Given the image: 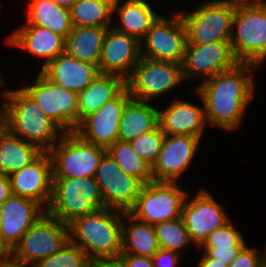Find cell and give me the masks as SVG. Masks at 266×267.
<instances>
[{
	"instance_id": "277c9868",
	"label": "cell",
	"mask_w": 266,
	"mask_h": 267,
	"mask_svg": "<svg viewBox=\"0 0 266 267\" xmlns=\"http://www.w3.org/2000/svg\"><path fill=\"white\" fill-rule=\"evenodd\" d=\"M105 208L94 177L53 178L48 214L69 225L76 218Z\"/></svg>"
},
{
	"instance_id": "e575fe53",
	"label": "cell",
	"mask_w": 266,
	"mask_h": 267,
	"mask_svg": "<svg viewBox=\"0 0 266 267\" xmlns=\"http://www.w3.org/2000/svg\"><path fill=\"white\" fill-rule=\"evenodd\" d=\"M165 133L157 126L130 141L133 150L147 163L154 165L158 159Z\"/></svg>"
},
{
	"instance_id": "ee69618b",
	"label": "cell",
	"mask_w": 266,
	"mask_h": 267,
	"mask_svg": "<svg viewBox=\"0 0 266 267\" xmlns=\"http://www.w3.org/2000/svg\"><path fill=\"white\" fill-rule=\"evenodd\" d=\"M13 258V249L5 241L0 230V262Z\"/></svg>"
},
{
	"instance_id": "6da1fadb",
	"label": "cell",
	"mask_w": 266,
	"mask_h": 267,
	"mask_svg": "<svg viewBox=\"0 0 266 267\" xmlns=\"http://www.w3.org/2000/svg\"><path fill=\"white\" fill-rule=\"evenodd\" d=\"M261 70L252 63H238L191 88L201 96L206 121L211 128L230 133L242 129L249 106L255 100L256 73Z\"/></svg>"
},
{
	"instance_id": "7c38bea8",
	"label": "cell",
	"mask_w": 266,
	"mask_h": 267,
	"mask_svg": "<svg viewBox=\"0 0 266 267\" xmlns=\"http://www.w3.org/2000/svg\"><path fill=\"white\" fill-rule=\"evenodd\" d=\"M198 188L192 195L188 192L181 214L190 239L197 248L203 244L208 235L232 218L225 210L226 205L216 200L209 189H204V186Z\"/></svg>"
},
{
	"instance_id": "30bf717a",
	"label": "cell",
	"mask_w": 266,
	"mask_h": 267,
	"mask_svg": "<svg viewBox=\"0 0 266 267\" xmlns=\"http://www.w3.org/2000/svg\"><path fill=\"white\" fill-rule=\"evenodd\" d=\"M230 45L239 63H252L261 69L264 68L266 61V7L236 9Z\"/></svg>"
},
{
	"instance_id": "60d3db41",
	"label": "cell",
	"mask_w": 266,
	"mask_h": 267,
	"mask_svg": "<svg viewBox=\"0 0 266 267\" xmlns=\"http://www.w3.org/2000/svg\"><path fill=\"white\" fill-rule=\"evenodd\" d=\"M222 1L230 4L235 9L266 7V0H222Z\"/></svg>"
},
{
	"instance_id": "83f0119b",
	"label": "cell",
	"mask_w": 266,
	"mask_h": 267,
	"mask_svg": "<svg viewBox=\"0 0 266 267\" xmlns=\"http://www.w3.org/2000/svg\"><path fill=\"white\" fill-rule=\"evenodd\" d=\"M159 248L154 225L139 221L128 212H124L121 254L152 258Z\"/></svg>"
},
{
	"instance_id": "9c48e42d",
	"label": "cell",
	"mask_w": 266,
	"mask_h": 267,
	"mask_svg": "<svg viewBox=\"0 0 266 267\" xmlns=\"http://www.w3.org/2000/svg\"><path fill=\"white\" fill-rule=\"evenodd\" d=\"M106 149L83 140L75 132H65L48 152L53 178L94 177Z\"/></svg>"
},
{
	"instance_id": "f1b7e54d",
	"label": "cell",
	"mask_w": 266,
	"mask_h": 267,
	"mask_svg": "<svg viewBox=\"0 0 266 267\" xmlns=\"http://www.w3.org/2000/svg\"><path fill=\"white\" fill-rule=\"evenodd\" d=\"M43 151L13 135L6 128L0 133V173L10 175L35 161Z\"/></svg>"
},
{
	"instance_id": "d590c367",
	"label": "cell",
	"mask_w": 266,
	"mask_h": 267,
	"mask_svg": "<svg viewBox=\"0 0 266 267\" xmlns=\"http://www.w3.org/2000/svg\"><path fill=\"white\" fill-rule=\"evenodd\" d=\"M231 219L224 226L214 230L199 248H230L233 245H247L245 234Z\"/></svg>"
},
{
	"instance_id": "7dc6e473",
	"label": "cell",
	"mask_w": 266,
	"mask_h": 267,
	"mask_svg": "<svg viewBox=\"0 0 266 267\" xmlns=\"http://www.w3.org/2000/svg\"><path fill=\"white\" fill-rule=\"evenodd\" d=\"M0 267H33V265L20 262V261L15 260L14 258H11V259L0 262Z\"/></svg>"
},
{
	"instance_id": "7402d4cb",
	"label": "cell",
	"mask_w": 266,
	"mask_h": 267,
	"mask_svg": "<svg viewBox=\"0 0 266 267\" xmlns=\"http://www.w3.org/2000/svg\"><path fill=\"white\" fill-rule=\"evenodd\" d=\"M45 213L46 210L35 201L11 195L0 206V230L8 245L14 249Z\"/></svg>"
},
{
	"instance_id": "ffe728a7",
	"label": "cell",
	"mask_w": 266,
	"mask_h": 267,
	"mask_svg": "<svg viewBox=\"0 0 266 267\" xmlns=\"http://www.w3.org/2000/svg\"><path fill=\"white\" fill-rule=\"evenodd\" d=\"M12 195L35 201L47 210L53 187L52 161L43 152L35 161L9 175Z\"/></svg>"
},
{
	"instance_id": "ab89813d",
	"label": "cell",
	"mask_w": 266,
	"mask_h": 267,
	"mask_svg": "<svg viewBox=\"0 0 266 267\" xmlns=\"http://www.w3.org/2000/svg\"><path fill=\"white\" fill-rule=\"evenodd\" d=\"M119 259L125 267H154L151 257L121 254Z\"/></svg>"
},
{
	"instance_id": "c3c4849f",
	"label": "cell",
	"mask_w": 266,
	"mask_h": 267,
	"mask_svg": "<svg viewBox=\"0 0 266 267\" xmlns=\"http://www.w3.org/2000/svg\"><path fill=\"white\" fill-rule=\"evenodd\" d=\"M54 1L57 5H60L61 7L70 9V7L78 0H52Z\"/></svg>"
},
{
	"instance_id": "2e32d148",
	"label": "cell",
	"mask_w": 266,
	"mask_h": 267,
	"mask_svg": "<svg viewBox=\"0 0 266 267\" xmlns=\"http://www.w3.org/2000/svg\"><path fill=\"white\" fill-rule=\"evenodd\" d=\"M203 138L165 135L158 159L152 166L154 180L181 183L180 179L191 171L190 167L197 161L195 159L205 143Z\"/></svg>"
},
{
	"instance_id": "4dcf8cb0",
	"label": "cell",
	"mask_w": 266,
	"mask_h": 267,
	"mask_svg": "<svg viewBox=\"0 0 266 267\" xmlns=\"http://www.w3.org/2000/svg\"><path fill=\"white\" fill-rule=\"evenodd\" d=\"M114 0H78L70 7L73 27H112Z\"/></svg>"
},
{
	"instance_id": "cb8c5ba5",
	"label": "cell",
	"mask_w": 266,
	"mask_h": 267,
	"mask_svg": "<svg viewBox=\"0 0 266 267\" xmlns=\"http://www.w3.org/2000/svg\"><path fill=\"white\" fill-rule=\"evenodd\" d=\"M40 72L54 84L77 94L100 74L96 64L79 61L66 52L59 54Z\"/></svg>"
},
{
	"instance_id": "f546056e",
	"label": "cell",
	"mask_w": 266,
	"mask_h": 267,
	"mask_svg": "<svg viewBox=\"0 0 266 267\" xmlns=\"http://www.w3.org/2000/svg\"><path fill=\"white\" fill-rule=\"evenodd\" d=\"M108 28L73 27L65 39V52L73 58L98 66L103 38Z\"/></svg>"
},
{
	"instance_id": "681fc988",
	"label": "cell",
	"mask_w": 266,
	"mask_h": 267,
	"mask_svg": "<svg viewBox=\"0 0 266 267\" xmlns=\"http://www.w3.org/2000/svg\"><path fill=\"white\" fill-rule=\"evenodd\" d=\"M5 129V115L0 113V133Z\"/></svg>"
},
{
	"instance_id": "1f68e13d",
	"label": "cell",
	"mask_w": 266,
	"mask_h": 267,
	"mask_svg": "<svg viewBox=\"0 0 266 267\" xmlns=\"http://www.w3.org/2000/svg\"><path fill=\"white\" fill-rule=\"evenodd\" d=\"M106 152L127 175L137 178L144 184L154 180L151 165L133 150L130 142L117 140Z\"/></svg>"
},
{
	"instance_id": "7bdbcfd3",
	"label": "cell",
	"mask_w": 266,
	"mask_h": 267,
	"mask_svg": "<svg viewBox=\"0 0 266 267\" xmlns=\"http://www.w3.org/2000/svg\"><path fill=\"white\" fill-rule=\"evenodd\" d=\"M198 253H200L198 256V261L196 262V267H228V265H224L217 260L208 258L203 252H200V250L197 248Z\"/></svg>"
},
{
	"instance_id": "3957f363",
	"label": "cell",
	"mask_w": 266,
	"mask_h": 267,
	"mask_svg": "<svg viewBox=\"0 0 266 267\" xmlns=\"http://www.w3.org/2000/svg\"><path fill=\"white\" fill-rule=\"evenodd\" d=\"M123 211L102 208L69 224L70 240L93 262L119 259L122 253Z\"/></svg>"
},
{
	"instance_id": "7a4b0ae2",
	"label": "cell",
	"mask_w": 266,
	"mask_h": 267,
	"mask_svg": "<svg viewBox=\"0 0 266 267\" xmlns=\"http://www.w3.org/2000/svg\"><path fill=\"white\" fill-rule=\"evenodd\" d=\"M7 84L4 95L5 128L25 141L49 152L65 133L45 115L36 102L18 85Z\"/></svg>"
},
{
	"instance_id": "4fadbf2b",
	"label": "cell",
	"mask_w": 266,
	"mask_h": 267,
	"mask_svg": "<svg viewBox=\"0 0 266 267\" xmlns=\"http://www.w3.org/2000/svg\"><path fill=\"white\" fill-rule=\"evenodd\" d=\"M69 240V225L46 212L22 236L19 244L13 249V258L34 265L59 252Z\"/></svg>"
},
{
	"instance_id": "f907efd6",
	"label": "cell",
	"mask_w": 266,
	"mask_h": 267,
	"mask_svg": "<svg viewBox=\"0 0 266 267\" xmlns=\"http://www.w3.org/2000/svg\"><path fill=\"white\" fill-rule=\"evenodd\" d=\"M2 3H4V2H2V0H0V15H1V12H2V8H3Z\"/></svg>"
},
{
	"instance_id": "9a60e30c",
	"label": "cell",
	"mask_w": 266,
	"mask_h": 267,
	"mask_svg": "<svg viewBox=\"0 0 266 267\" xmlns=\"http://www.w3.org/2000/svg\"><path fill=\"white\" fill-rule=\"evenodd\" d=\"M238 63L230 41H218L203 45L187 44L181 69L186 84L190 81L189 85H192L191 82L196 83L197 80H200L199 83H202L218 73L234 68Z\"/></svg>"
},
{
	"instance_id": "8d00e7d4",
	"label": "cell",
	"mask_w": 266,
	"mask_h": 267,
	"mask_svg": "<svg viewBox=\"0 0 266 267\" xmlns=\"http://www.w3.org/2000/svg\"><path fill=\"white\" fill-rule=\"evenodd\" d=\"M262 249L247 244L228 267H266V246Z\"/></svg>"
},
{
	"instance_id": "5bb4252c",
	"label": "cell",
	"mask_w": 266,
	"mask_h": 267,
	"mask_svg": "<svg viewBox=\"0 0 266 267\" xmlns=\"http://www.w3.org/2000/svg\"><path fill=\"white\" fill-rule=\"evenodd\" d=\"M190 91L186 92L189 100L185 96L177 97L176 94V98L168 100L169 102L163 103L162 101L161 104H157L158 126L165 135L205 137L208 134L206 130L209 126L206 121L203 100L194 89L191 90L190 88ZM194 96L198 97V100L193 102L192 98ZM162 104H165V106L163 107Z\"/></svg>"
},
{
	"instance_id": "d6986e66",
	"label": "cell",
	"mask_w": 266,
	"mask_h": 267,
	"mask_svg": "<svg viewBox=\"0 0 266 267\" xmlns=\"http://www.w3.org/2000/svg\"><path fill=\"white\" fill-rule=\"evenodd\" d=\"M130 99L129 90L125 87L98 111L86 116L74 132L83 140L107 150L118 140L119 123Z\"/></svg>"
},
{
	"instance_id": "bcb514c9",
	"label": "cell",
	"mask_w": 266,
	"mask_h": 267,
	"mask_svg": "<svg viewBox=\"0 0 266 267\" xmlns=\"http://www.w3.org/2000/svg\"><path fill=\"white\" fill-rule=\"evenodd\" d=\"M10 80H6L4 77L3 71L0 68V113H4V95H5V89L7 87V84Z\"/></svg>"
},
{
	"instance_id": "8fae6325",
	"label": "cell",
	"mask_w": 266,
	"mask_h": 267,
	"mask_svg": "<svg viewBox=\"0 0 266 267\" xmlns=\"http://www.w3.org/2000/svg\"><path fill=\"white\" fill-rule=\"evenodd\" d=\"M161 14L140 41L142 57L181 64L187 45V30L178 10Z\"/></svg>"
},
{
	"instance_id": "4316f807",
	"label": "cell",
	"mask_w": 266,
	"mask_h": 267,
	"mask_svg": "<svg viewBox=\"0 0 266 267\" xmlns=\"http://www.w3.org/2000/svg\"><path fill=\"white\" fill-rule=\"evenodd\" d=\"M126 87V80L115 74L100 73L78 94V115L81 121L98 111Z\"/></svg>"
},
{
	"instance_id": "f35d334b",
	"label": "cell",
	"mask_w": 266,
	"mask_h": 267,
	"mask_svg": "<svg viewBox=\"0 0 266 267\" xmlns=\"http://www.w3.org/2000/svg\"><path fill=\"white\" fill-rule=\"evenodd\" d=\"M182 254L176 251L159 248L152 257L154 267H178L182 261Z\"/></svg>"
},
{
	"instance_id": "5b68a950",
	"label": "cell",
	"mask_w": 266,
	"mask_h": 267,
	"mask_svg": "<svg viewBox=\"0 0 266 267\" xmlns=\"http://www.w3.org/2000/svg\"><path fill=\"white\" fill-rule=\"evenodd\" d=\"M185 84L181 64L152 60L142 56L132 74L126 79V87L131 98L157 104L166 97L175 98L168 96L170 93L171 96L174 95L172 93L178 89L180 93L181 86Z\"/></svg>"
},
{
	"instance_id": "603a6c76",
	"label": "cell",
	"mask_w": 266,
	"mask_h": 267,
	"mask_svg": "<svg viewBox=\"0 0 266 267\" xmlns=\"http://www.w3.org/2000/svg\"><path fill=\"white\" fill-rule=\"evenodd\" d=\"M161 14L149 0H114L112 27L140 42Z\"/></svg>"
},
{
	"instance_id": "836d02e7",
	"label": "cell",
	"mask_w": 266,
	"mask_h": 267,
	"mask_svg": "<svg viewBox=\"0 0 266 267\" xmlns=\"http://www.w3.org/2000/svg\"><path fill=\"white\" fill-rule=\"evenodd\" d=\"M87 254L69 240L59 252L36 262L33 267H90Z\"/></svg>"
},
{
	"instance_id": "d6a6232c",
	"label": "cell",
	"mask_w": 266,
	"mask_h": 267,
	"mask_svg": "<svg viewBox=\"0 0 266 267\" xmlns=\"http://www.w3.org/2000/svg\"><path fill=\"white\" fill-rule=\"evenodd\" d=\"M154 227L160 248L176 251L182 255L197 248L191 241L181 217L156 224Z\"/></svg>"
},
{
	"instance_id": "e0dca14e",
	"label": "cell",
	"mask_w": 266,
	"mask_h": 267,
	"mask_svg": "<svg viewBox=\"0 0 266 267\" xmlns=\"http://www.w3.org/2000/svg\"><path fill=\"white\" fill-rule=\"evenodd\" d=\"M94 178L105 208L123 212H128L135 205L144 185L137 178L127 175L107 152L100 159Z\"/></svg>"
},
{
	"instance_id": "8992f818",
	"label": "cell",
	"mask_w": 266,
	"mask_h": 267,
	"mask_svg": "<svg viewBox=\"0 0 266 267\" xmlns=\"http://www.w3.org/2000/svg\"><path fill=\"white\" fill-rule=\"evenodd\" d=\"M36 72V75L33 72L35 77L27 78L29 82L21 80L20 87L64 132H74L82 123L78 115V94L54 84L40 71Z\"/></svg>"
},
{
	"instance_id": "484cf974",
	"label": "cell",
	"mask_w": 266,
	"mask_h": 267,
	"mask_svg": "<svg viewBox=\"0 0 266 267\" xmlns=\"http://www.w3.org/2000/svg\"><path fill=\"white\" fill-rule=\"evenodd\" d=\"M157 103L131 98L122 113L118 140L130 142L158 126Z\"/></svg>"
},
{
	"instance_id": "ac0fdd59",
	"label": "cell",
	"mask_w": 266,
	"mask_h": 267,
	"mask_svg": "<svg viewBox=\"0 0 266 267\" xmlns=\"http://www.w3.org/2000/svg\"><path fill=\"white\" fill-rule=\"evenodd\" d=\"M14 28L1 40H4L7 48L18 49L24 55L27 52L26 55L35 57L36 61L39 60L40 64L36 71H40L59 54L65 52V39L50 29L28 22H22Z\"/></svg>"
},
{
	"instance_id": "ba28073f",
	"label": "cell",
	"mask_w": 266,
	"mask_h": 267,
	"mask_svg": "<svg viewBox=\"0 0 266 267\" xmlns=\"http://www.w3.org/2000/svg\"><path fill=\"white\" fill-rule=\"evenodd\" d=\"M182 184L155 180L144 184L135 205L128 213L135 219L151 225L179 219L189 192Z\"/></svg>"
},
{
	"instance_id": "b9f144b4",
	"label": "cell",
	"mask_w": 266,
	"mask_h": 267,
	"mask_svg": "<svg viewBox=\"0 0 266 267\" xmlns=\"http://www.w3.org/2000/svg\"><path fill=\"white\" fill-rule=\"evenodd\" d=\"M12 195L9 175L0 173V206Z\"/></svg>"
},
{
	"instance_id": "74e56055",
	"label": "cell",
	"mask_w": 266,
	"mask_h": 267,
	"mask_svg": "<svg viewBox=\"0 0 266 267\" xmlns=\"http://www.w3.org/2000/svg\"><path fill=\"white\" fill-rule=\"evenodd\" d=\"M246 245H233L230 248H198L208 258L229 265Z\"/></svg>"
},
{
	"instance_id": "44dd1931",
	"label": "cell",
	"mask_w": 266,
	"mask_h": 267,
	"mask_svg": "<svg viewBox=\"0 0 266 267\" xmlns=\"http://www.w3.org/2000/svg\"><path fill=\"white\" fill-rule=\"evenodd\" d=\"M140 57V42L111 27L103 38L98 69L100 73L119 75L126 80Z\"/></svg>"
},
{
	"instance_id": "f6af8a7d",
	"label": "cell",
	"mask_w": 266,
	"mask_h": 267,
	"mask_svg": "<svg viewBox=\"0 0 266 267\" xmlns=\"http://www.w3.org/2000/svg\"><path fill=\"white\" fill-rule=\"evenodd\" d=\"M90 267H125V265L120 259H109L93 261Z\"/></svg>"
},
{
	"instance_id": "52a82bcc",
	"label": "cell",
	"mask_w": 266,
	"mask_h": 267,
	"mask_svg": "<svg viewBox=\"0 0 266 267\" xmlns=\"http://www.w3.org/2000/svg\"><path fill=\"white\" fill-rule=\"evenodd\" d=\"M178 9L187 30V44L230 41L236 9L222 0H203L194 8Z\"/></svg>"
},
{
	"instance_id": "d4e9b609",
	"label": "cell",
	"mask_w": 266,
	"mask_h": 267,
	"mask_svg": "<svg viewBox=\"0 0 266 267\" xmlns=\"http://www.w3.org/2000/svg\"><path fill=\"white\" fill-rule=\"evenodd\" d=\"M23 22L52 30L66 39L71 33L70 9L57 5L52 0H27Z\"/></svg>"
}]
</instances>
